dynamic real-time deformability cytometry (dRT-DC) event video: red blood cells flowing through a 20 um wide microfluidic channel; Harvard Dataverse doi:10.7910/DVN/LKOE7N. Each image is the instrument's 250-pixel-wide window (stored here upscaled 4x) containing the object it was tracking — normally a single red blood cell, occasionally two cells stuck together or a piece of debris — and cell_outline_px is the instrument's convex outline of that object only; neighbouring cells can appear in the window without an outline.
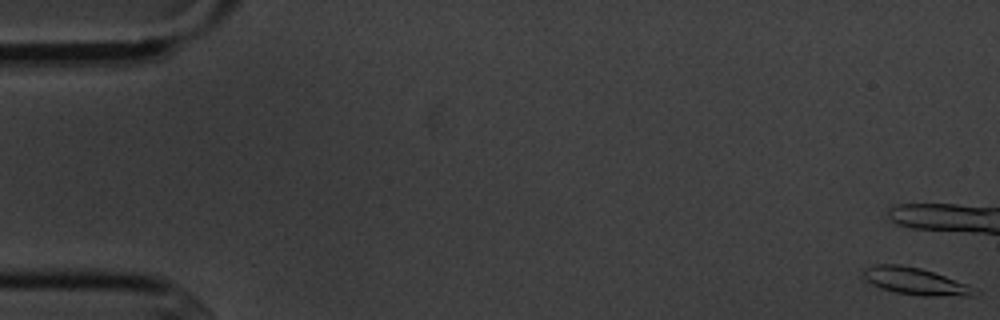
{"species": "common noctule bat (a hibernating species)", "species_latin": "Nyctalus noctula", "temperature_condition": "cold", "stored_images_in_passage": 7, "camera_frame_rate_fps": 3000, "um_per_image_px": 0.085, "animal": {"sex": "male", "body_mass_g": 20.1, "forearm_length_mm": 53.5}, "frame": {"image": 1, "passage_image": 1, "time_ms": 0.0, "image_size_px": [1000, 320], "cell_outline_px": [[980, 292], [972, 296], [924, 296], [896, 292], [880, 288], [872, 284], [864, 276], [864, 268], [876, 264], [900, 264], [920, 268], [968, 284]], "centroid_in_image_um": [77.84, 23.91], "position_along_channel_um": 7.2, "area_um2": 17.4}}
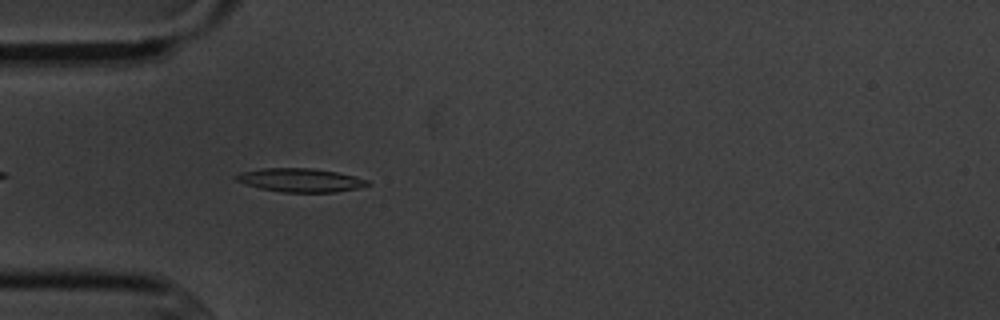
{"frame": {"image": 2, "passage_image": 7, "time_ms": 7.667, "image_size_px": [1000, 320], "cell_outline_px": [[372, 184], [356, 188], [336, 192], [284, 192], [260, 188], [244, 184], [236, 180], [232, 176], [240, 172], [260, 168], [312, 168], [336, 172], [356, 176], [368, 180]], "centroid_in_image_um": [25.5, 15.3], "position_along_channel_um": 59.5, "area_um2": 18.15}}